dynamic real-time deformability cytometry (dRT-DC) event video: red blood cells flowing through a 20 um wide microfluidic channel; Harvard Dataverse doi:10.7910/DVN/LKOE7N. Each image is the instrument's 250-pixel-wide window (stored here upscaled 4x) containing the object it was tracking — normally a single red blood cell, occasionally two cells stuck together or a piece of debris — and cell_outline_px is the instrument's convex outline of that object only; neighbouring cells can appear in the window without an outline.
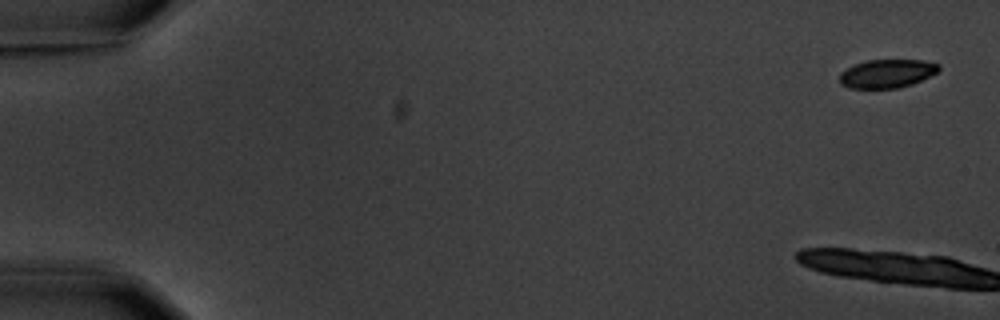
{"species": "common noctule bat (a hibernating species)", "species_latin": "Nyctalus noctula", "temperature_condition": "warm", "stored_images_in_passage": 7, "camera_frame_rate_fps": 3000, "um_per_image_px": 0.085, "animal": {"sex": "male", "body_mass_g": 20.1, "forearm_length_mm": 53.5}, "frame": {"image": 1, "passage_image": 1, "time_ms": 0.0, "image_size_px": [1000, 320], "cell_outline_px": [[940, 68], [936, 72], [912, 84], [896, 88], [848, 88], [840, 84], [840, 72], [856, 64], [868, 60], [924, 60], [940, 64]], "centroid_in_image_um": [75.38, 6.25], "position_along_channel_um": 9.6, "area_um2": 16.3}}
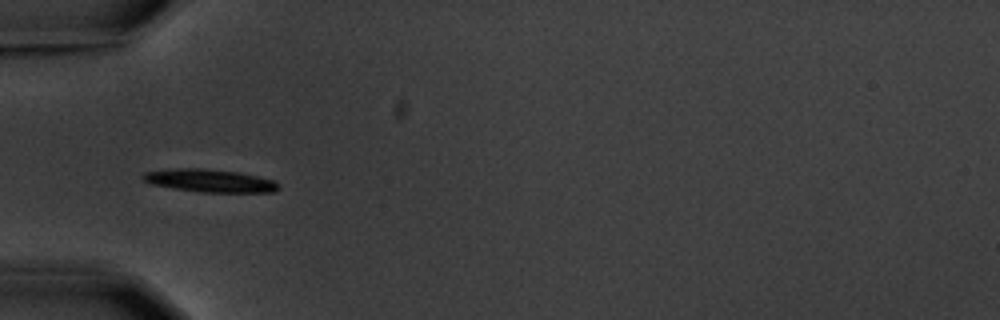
{"frame": {"image": 2, "passage_image": 7, "time_ms": 7.0, "image_size_px": [1000, 320], "cell_outline_px": [[280, 188], [276, 192], [200, 192], [152, 184], [144, 180], [140, 176], [144, 172], [168, 168], [200, 168], [240, 172], [272, 180], [280, 184]], "centroid_in_image_um": [17.83, 15.35], "position_along_channel_um": 67.2, "area_um2": 18.09}}